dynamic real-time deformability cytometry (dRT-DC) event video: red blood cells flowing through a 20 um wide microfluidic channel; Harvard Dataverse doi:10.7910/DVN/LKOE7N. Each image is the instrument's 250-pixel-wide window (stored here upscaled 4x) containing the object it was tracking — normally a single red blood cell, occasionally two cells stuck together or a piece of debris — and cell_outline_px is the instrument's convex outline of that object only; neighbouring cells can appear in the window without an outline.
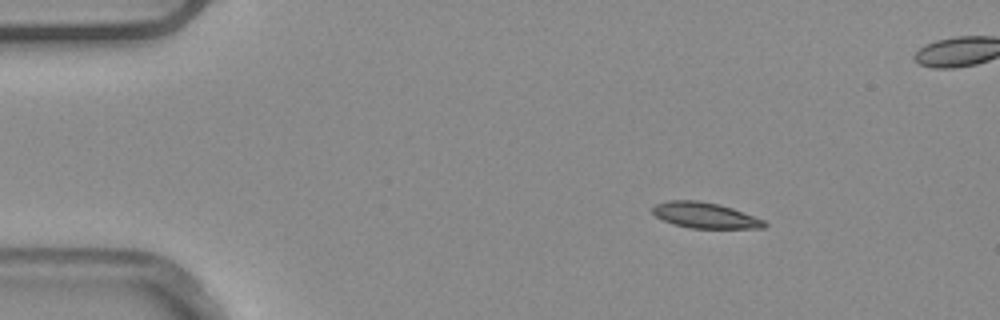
{"species": "common noctule bat (a hibernating species)", "species_latin": "Nyctalus noctula", "temperature_condition": "warm", "stored_images_in_passage": 3, "camera_frame_rate_fps": 3000, "um_per_image_px": 0.085, "animal": {"sex": "male", "body_mass_g": 20.4}, "frame": {"image": 1, "passage_image": 1, "time_ms": 0.0, "image_size_px": [1000, 320], "cell_outline_px": [[768, 224], [764, 228], [692, 228], [672, 224], [656, 216], [652, 212], [652, 208], [656, 204], [668, 200], [700, 200], [720, 204], [732, 208], [764, 220]], "centroid_in_image_um": [59.92, 18.29], "position_along_channel_um": 25.1, "area_um2": 16.76}}